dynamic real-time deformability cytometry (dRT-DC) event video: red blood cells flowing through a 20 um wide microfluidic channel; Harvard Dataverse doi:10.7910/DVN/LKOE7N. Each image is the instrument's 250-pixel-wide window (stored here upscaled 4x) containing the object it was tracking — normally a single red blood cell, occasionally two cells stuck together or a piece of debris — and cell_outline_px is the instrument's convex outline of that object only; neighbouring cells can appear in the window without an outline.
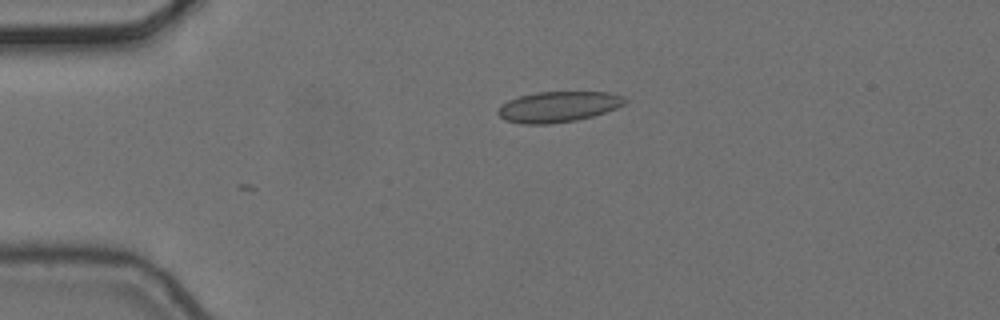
{"species": "common noctule bat (a hibernating species)", "species_latin": "Nyctalus noctula", "temperature_condition": "cold", "stored_images_in_passage": 3, "camera_frame_rate_fps": 3000, "um_per_image_px": 0.085, "animal": {"sex": "female", "body_mass_g": 24.6, "forearm_length_mm": 56.2}, "frame": {"image": 1, "passage_image": 3, "time_ms": 0.667, "image_size_px": [1000, 320], "cell_outline_px": [[628, 100], [624, 104], [616, 108], [592, 116], [576, 120], [552, 124], [520, 124], [504, 120], [496, 112], [508, 100], [520, 96], [536, 92], [608, 92], [624, 96]], "centroid_in_image_um": [47.45, 9.08], "position_along_channel_um": 37.5, "area_um2": 22.66}}